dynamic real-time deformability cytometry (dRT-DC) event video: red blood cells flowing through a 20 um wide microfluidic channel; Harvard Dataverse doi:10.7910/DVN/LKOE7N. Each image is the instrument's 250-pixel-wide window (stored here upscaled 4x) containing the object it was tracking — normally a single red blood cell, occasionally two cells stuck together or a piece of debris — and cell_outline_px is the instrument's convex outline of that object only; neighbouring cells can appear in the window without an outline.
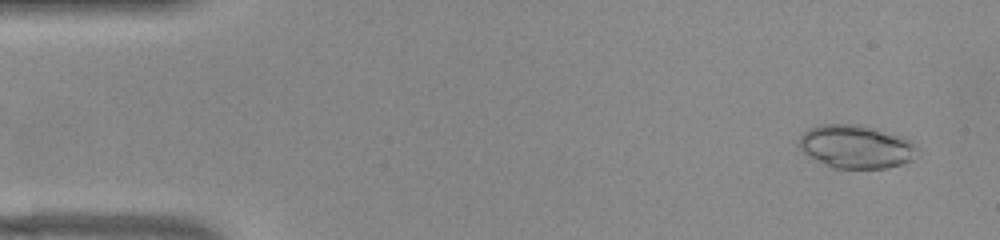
{"species": "common noctule bat (a hibernating species)", "species_latin": "Nyctalus noctula", "temperature_condition": "warm", "stored_images_in_passage": 52, "camera_frame_rate_fps": 3000, "um_per_image_px": 0.085, "animal": {"sex": "female", "body_mass_g": 22.0, "forearm_length_mm": 56.7}, "frame": {"image": 1, "passage_image": 3, "time_ms": 0.667, "image_size_px": [1000, 240], "cell_outline_px": [[916, 148], [908, 160], [900, 164], [888, 168], [832, 168], [804, 152], [800, 148], [800, 136], [804, 132], [820, 124], [860, 124], [912, 140], [916, 144]], "centroid_in_image_um": [72.74, 12.45], "position_along_channel_um": 12.3, "area_um2": 29.13}}